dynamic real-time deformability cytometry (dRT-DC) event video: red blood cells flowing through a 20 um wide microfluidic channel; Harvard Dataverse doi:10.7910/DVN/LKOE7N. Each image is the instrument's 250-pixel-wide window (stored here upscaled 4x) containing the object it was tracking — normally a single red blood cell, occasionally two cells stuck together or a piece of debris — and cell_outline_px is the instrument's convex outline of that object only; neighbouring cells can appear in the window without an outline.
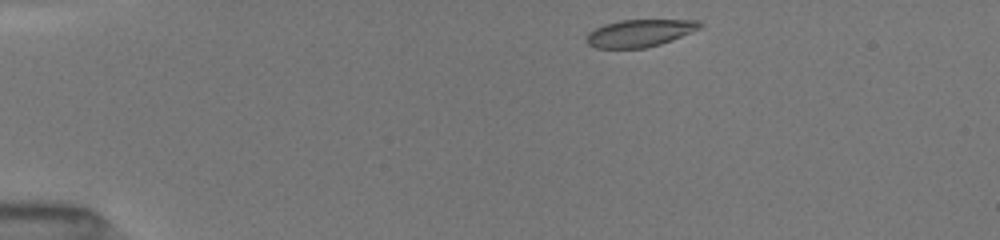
{"species": "common noctule bat (a hibernating species)", "species_latin": "Nyctalus noctula", "temperature_condition": "room temperature", "stored_images_in_passage": 5, "camera_frame_rate_fps": 3000, "um_per_image_px": 0.085, "animal": {"sex": "female", "body_mass_g": 19.5, "forearm_length_mm": 54.1}, "frame": {"image": 1, "passage_image": 1, "time_ms": 0.0, "image_size_px": [1000, 240], "cell_outline_px": [[704, 28], [672, 40], [660, 44], [644, 48], [596, 48], [588, 44], [584, 40], [588, 32], [604, 24], [620, 20], [700, 20], [704, 24]], "centroid_in_image_um": [54.41, 2.81], "position_along_channel_um": 30.6, "area_um2": 18.32}}
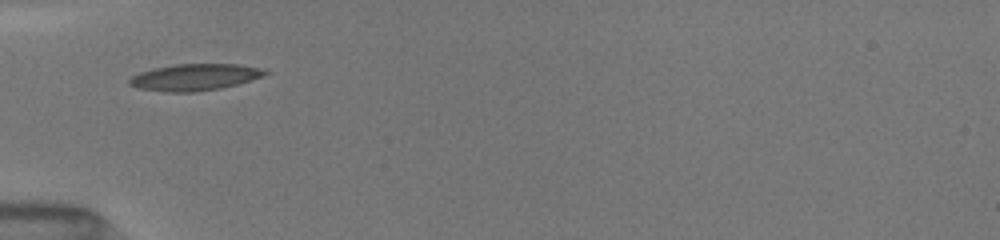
{"frame": {"image": 2, "passage_image": 4, "time_ms": 2.667, "image_size_px": [1000, 240], "cell_outline_px": [[268, 72], [264, 76], [236, 84], [220, 88], [196, 92], [164, 92], [136, 88], [128, 84], [128, 80], [132, 76], [140, 72], [156, 68], [176, 64], [236, 64], [260, 68]], "centroid_in_image_um": [16.5, 6.57], "position_along_channel_um": 68.5, "area_um2": 20.92}}